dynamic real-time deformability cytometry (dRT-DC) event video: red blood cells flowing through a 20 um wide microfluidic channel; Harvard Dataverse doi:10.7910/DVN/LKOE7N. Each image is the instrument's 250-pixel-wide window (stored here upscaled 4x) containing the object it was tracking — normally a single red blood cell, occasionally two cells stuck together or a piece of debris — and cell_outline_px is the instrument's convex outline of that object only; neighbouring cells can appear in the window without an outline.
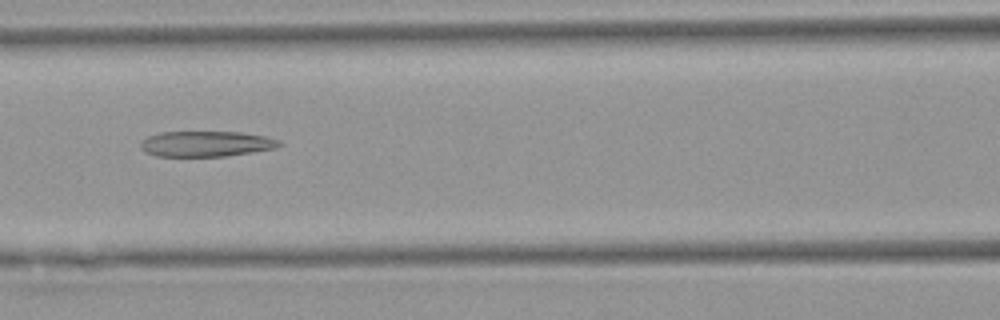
{"species": "Egyptian fruit bat (a non-hibernating species)", "species_latin": "Rousettus aegyptiacus", "temperature_condition": "warm", "stored_images_in_passage": 32, "camera_frame_rate_fps": 3000, "um_per_image_px": 0.085, "animal": {"sex": "female"}, "frame": {"image": 1, "passage_image": 9, "time_ms": 2.667, "image_size_px": [1000, 320], "cell_outline_px": [[284, 144], [276, 148], [252, 152], [224, 156], [156, 156], [144, 152], [140, 148], [140, 140], [148, 136], [160, 132], [240, 132], [264, 136], [280, 140]], "centroid_in_image_um": [17.5, 12.22], "position_along_channel_um": 149.1, "area_um2": 20.75}}
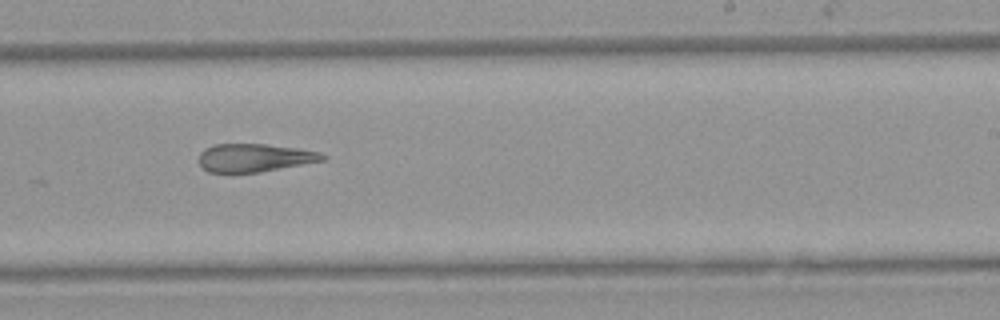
{"frame": {"image": 2, "passage_image": 18, "time_ms": 5.667, "image_size_px": [1000, 320], "cell_outline_px": [[328, 156], [324, 160], [260, 172], [208, 172], [200, 164], [200, 152], [204, 148], [212, 144], [264, 144], [296, 148], [320, 152]], "centroid_in_image_um": [21.63, 13.4], "position_along_channel_um": 267.4, "area_um2": 20.11}}
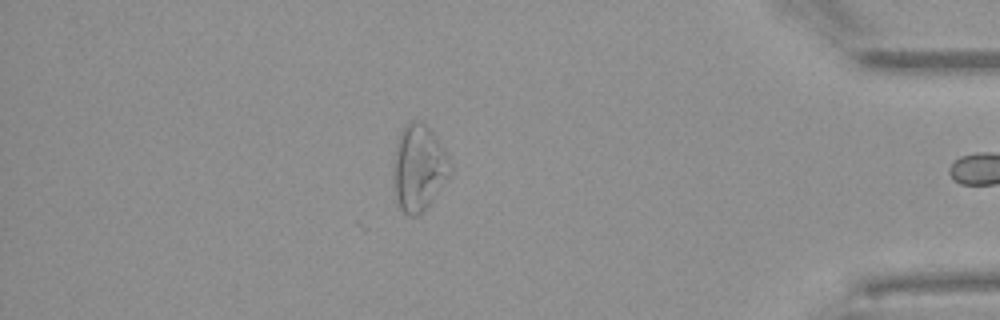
{"frame": {"image": 3, "passage_image": 31, "time_ms": 10.0, "image_size_px": [1000, 320], "cell_outline_px": [[452, 176], [424, 212], [416, 216], [408, 216], [400, 208], [396, 196], [396, 140], [404, 124], [412, 120], [424, 120], [448, 156], [452, 168]], "centroid_in_image_um": [35.66, 14.26], "position_along_channel_um": 399.5, "area_um2": 28.5}, "authors_computed_cell_mechanics": {"area_um2": 21.9062, "velocity_mm_per_s": 3.9692, "shape_relaxation_time_tau1_ms": null, "shape_relaxation_time_tau2_ms": 1.9797, "deformation_change_tau1": null, "deformation_change_tau2": 0.1242}}